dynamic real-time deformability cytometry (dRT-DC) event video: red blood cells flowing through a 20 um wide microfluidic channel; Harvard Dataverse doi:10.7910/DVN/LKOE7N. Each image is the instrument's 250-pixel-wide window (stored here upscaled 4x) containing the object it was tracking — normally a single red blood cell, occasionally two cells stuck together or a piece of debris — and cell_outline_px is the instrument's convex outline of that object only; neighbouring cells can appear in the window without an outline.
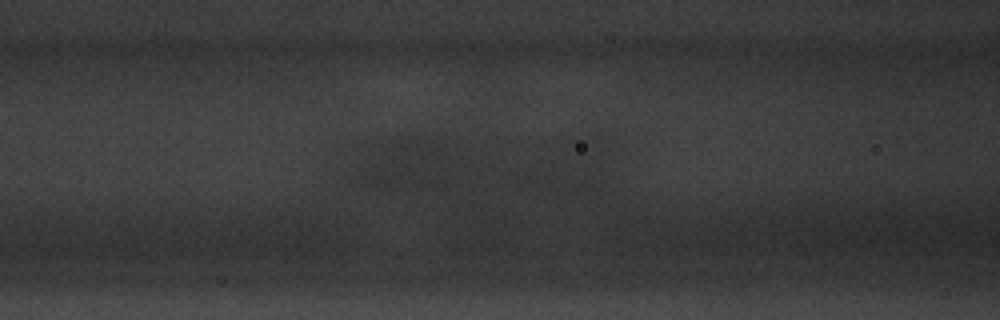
{"species": "common noctule bat (a hibernating species)", "species_latin": "Nyctalus noctula", "temperature_condition": "warm", "stored_images_in_passage": 10, "segment_of_instrument_passage": [2, 2], "camera_frame_rate_fps": 3000, "um_per_image_px": 0.085, "animal": {"sex": "male", "body_mass_g": 20.1, "forearm_length_mm": 53.5}, "frame": {"image": 1, "passage_image": 7, "time_ms": 2.0, "image_size_px": [1000, 320], "cell_outline_px": [[456, 152], [436, 180], [404, 184], [364, 184], [356, 180], [352, 176], [368, 148], [372, 144], [380, 140], [392, 136], [416, 136], [444, 140], [456, 148]], "centroid_in_image_um": [34.35, 13.65], "position_along_channel_um": 132.3, "area_um2": 27.8}}